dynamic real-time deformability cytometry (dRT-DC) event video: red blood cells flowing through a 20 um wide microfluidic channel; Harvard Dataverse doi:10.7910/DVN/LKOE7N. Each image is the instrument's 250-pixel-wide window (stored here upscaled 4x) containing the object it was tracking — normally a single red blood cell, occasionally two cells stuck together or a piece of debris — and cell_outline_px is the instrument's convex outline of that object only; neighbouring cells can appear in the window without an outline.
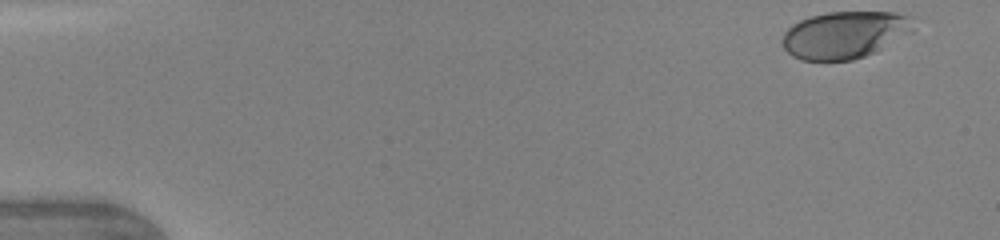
{"species": "human", "species_latin": "Homo sapiens", "temperature_condition": "warm", "stored_images_in_passage": 75, "camera_frame_rate_fps": 3000, "um_per_image_px": 0.085, "donor": {"sex": "female"}, "frame": {"image": 1, "passage_image": 1, "time_ms": 0.0, "image_size_px": [1000, 240], "cell_outline_px": [[912, 32], [876, 52], [852, 60], [800, 60], [792, 56], [784, 48], [784, 32], [792, 24], [800, 20], [812, 16], [828, 12], [892, 12], [912, 16]], "centroid_in_image_um": [71.82, 2.96], "position_along_channel_um": 13.2, "area_um2": 35.89}}
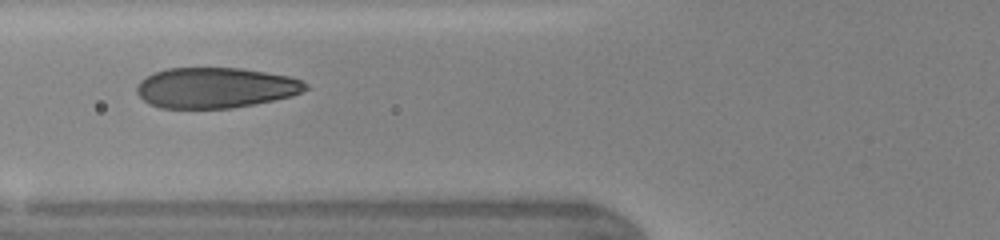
{"frame": {"image": 2, "passage_image": 33, "time_ms": 5.333, "image_size_px": [1000, 240], "cell_outline_px": [[308, 88], [292, 96], [232, 108], [160, 108], [148, 104], [136, 92], [136, 88], [140, 80], [156, 72], [168, 68], [240, 68], [288, 76], [300, 80], [308, 84]], "centroid_in_image_um": [18.29, 7.46], "position_along_channel_um": 107.5, "area_um2": 39.59}}
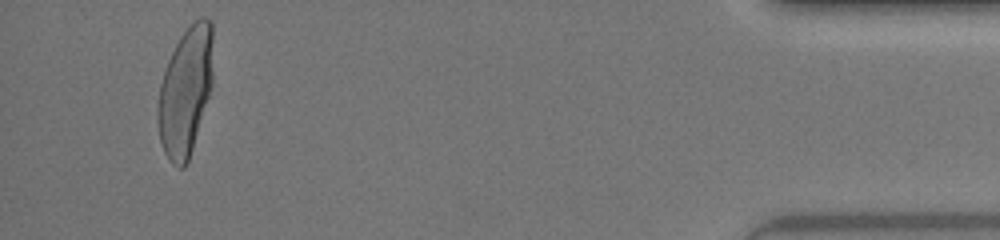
{"frame": {"image": 3, "passage_image": 72, "time_ms": 14.0, "image_size_px": [1000, 240], "cell_outline_px": [[212, 84], [192, 148], [188, 160], [184, 168], [180, 168], [172, 164], [164, 152], [160, 140], [156, 116], [156, 108], [160, 84], [168, 60], [180, 36], [200, 16], [204, 16], [212, 20]], "centroid_in_image_um": [15.74, 7.75], "position_along_channel_um": 419.5, "area_um2": 41.1}, "authors_computed_cell_mechanics": {"area_um2": 40.0554, "velocity_mm_per_s": 4.3345, "shape_relaxation_time_tau1_ms": 3.2581, "shape_relaxation_time_tau2_ms": null, "deformation_change_tau1": 0.2007, "deformation_change_tau2": null}}